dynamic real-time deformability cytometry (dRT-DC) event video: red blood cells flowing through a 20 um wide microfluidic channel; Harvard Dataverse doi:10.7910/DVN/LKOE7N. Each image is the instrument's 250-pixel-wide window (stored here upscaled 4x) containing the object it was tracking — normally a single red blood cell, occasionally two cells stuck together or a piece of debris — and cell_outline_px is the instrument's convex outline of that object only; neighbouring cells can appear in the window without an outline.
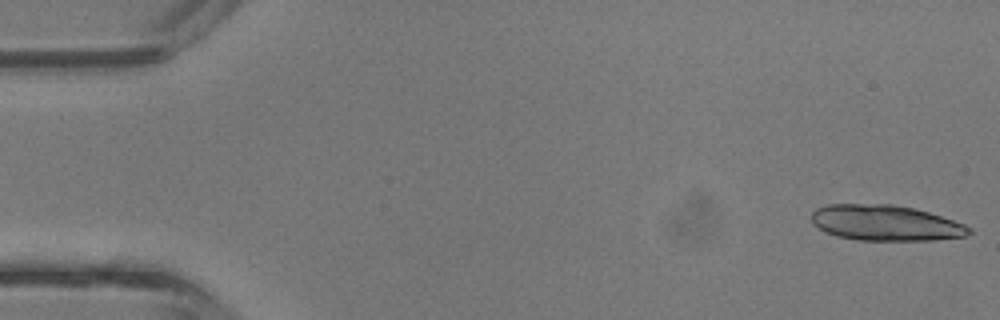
{"species": "common noctule bat (a hibernating species)", "species_latin": "Nyctalus noctula", "temperature_condition": "room temperature", "stored_images_in_passage": 42, "camera_frame_rate_fps": 3000, "um_per_image_px": 0.085, "animal": {"sex": "male", "body_mass_g": 13.3}, "frame": {"image": 1, "passage_image": 1, "time_ms": 0.0, "image_size_px": [1000, 320], "cell_outline_px": [[972, 232], [968, 236], [936, 240], [856, 240], [836, 236], [824, 232], [812, 224], [812, 212], [816, 208], [828, 204], [892, 204], [912, 208], [928, 212], [964, 224], [972, 228]], "centroid_in_image_um": [75.25, 18.95], "position_along_channel_um": 9.7, "area_um2": 32.89}}
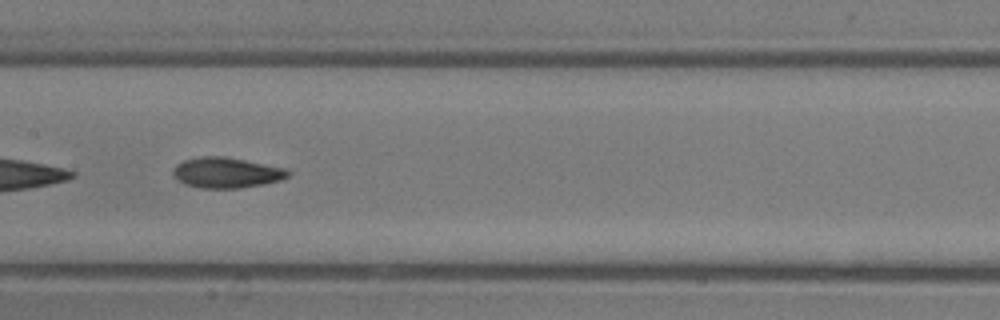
{"frame": {"image": 2, "passage_image": 21, "time_ms": 6.667, "image_size_px": [1000, 320], "cell_outline_px": [[292, 172], [288, 176], [280, 180], [264, 184], [240, 188], [200, 188], [184, 184], [172, 172], [176, 164], [184, 160], [200, 156], [224, 156], [288, 168]], "centroid_in_image_um": [19.29, 14.67], "position_along_channel_um": 188.1, "area_um2": 20.52}}
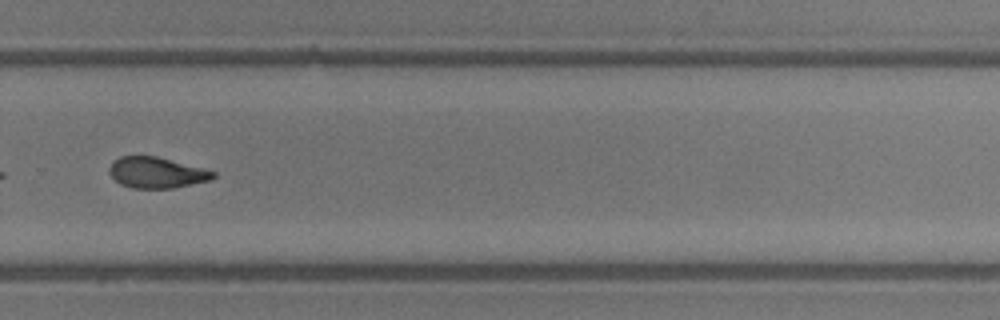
{"frame": {"image": 3, "passage_image": 29, "time_ms": 9.333, "image_size_px": [1000, 320], "cell_outline_px": [[216, 176], [212, 180], [172, 188], [132, 188], [120, 184], [108, 172], [108, 168], [120, 156], [156, 156], [216, 172]], "centroid_in_image_um": [13.31, 14.68], "position_along_channel_um": 316.5, "area_um2": 18.5}, "authors_computed_cell_mechanics": {"area_um2": 20.23, "velocity_mm_per_s": 4.8497, "shape_relaxation_time_tau1_ms": 3.4772, "shape_relaxation_time_tau2_ms": 2.4067, "deformation_change_tau1": 0.1335, "deformation_change_tau2": 0.0875}}